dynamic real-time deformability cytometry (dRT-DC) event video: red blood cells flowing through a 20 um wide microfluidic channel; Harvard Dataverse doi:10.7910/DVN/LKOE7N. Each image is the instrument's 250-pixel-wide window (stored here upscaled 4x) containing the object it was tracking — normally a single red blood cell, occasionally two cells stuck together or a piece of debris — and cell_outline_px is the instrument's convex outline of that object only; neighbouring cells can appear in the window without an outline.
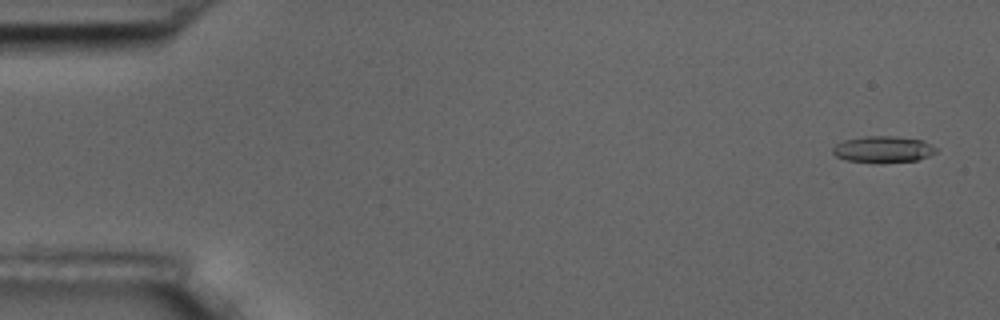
{"species": "common noctule bat (a hibernating species)", "species_latin": "Nyctalus noctula", "temperature_condition": "room temperature", "stored_images_in_passage": 11, "camera_frame_rate_fps": 3000, "um_per_image_px": 0.085, "animal": {"sex": "male", "body_mass_g": 17.5, "forearm_length_mm": 52.3}, "frame": {"image": 1, "passage_image": 1, "time_ms": 0.0, "image_size_px": [1000, 320], "cell_outline_px": [[936, 152], [928, 156], [916, 160], [848, 160], [836, 156], [832, 152], [832, 148], [836, 144], [844, 140], [864, 136], [892, 136], [924, 140], [936, 148]], "centroid_in_image_um": [75.06, 12.64], "position_along_channel_um": 9.9, "area_um2": 15.09}}
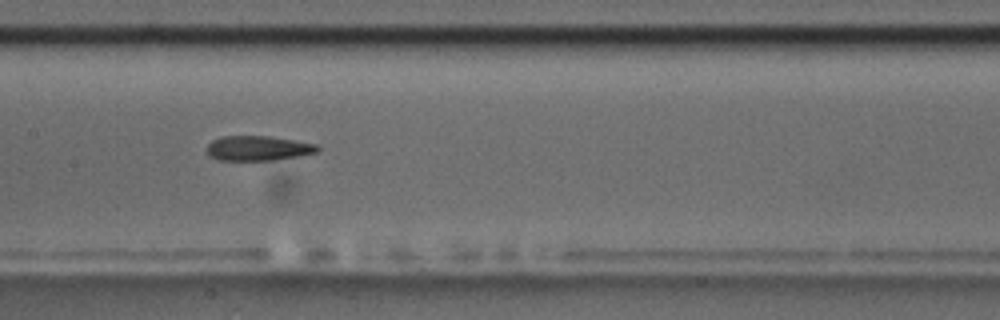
{"frame": {"image": 2, "passage_image": 8, "time_ms": 8.667, "image_size_px": [1000, 320], "cell_outline_px": [[320, 148], [316, 152], [300, 156], [272, 160], [220, 160], [208, 156], [204, 148], [212, 140], [220, 136], [268, 136], [296, 140], [316, 144]], "centroid_in_image_um": [21.89, 12.59], "position_along_channel_um": 185.5, "area_um2": 16.18}}
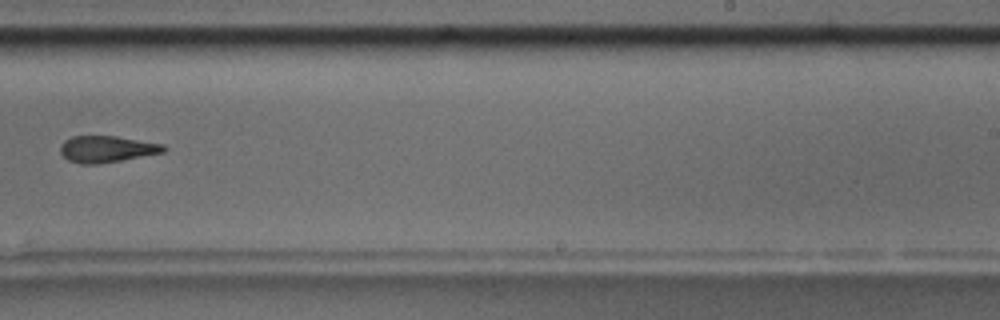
{"frame": {"image": 3, "passage_image": 10, "time_ms": 11.333, "image_size_px": [1000, 320], "cell_outline_px": [[168, 148], [164, 152], [120, 160], [96, 164], [80, 164], [68, 160], [60, 152], [60, 144], [64, 140], [72, 136], [116, 136], [164, 144]], "centroid_in_image_um": [9.06, 12.66], "position_along_channel_um": 279.9, "area_um2": 15.95}}